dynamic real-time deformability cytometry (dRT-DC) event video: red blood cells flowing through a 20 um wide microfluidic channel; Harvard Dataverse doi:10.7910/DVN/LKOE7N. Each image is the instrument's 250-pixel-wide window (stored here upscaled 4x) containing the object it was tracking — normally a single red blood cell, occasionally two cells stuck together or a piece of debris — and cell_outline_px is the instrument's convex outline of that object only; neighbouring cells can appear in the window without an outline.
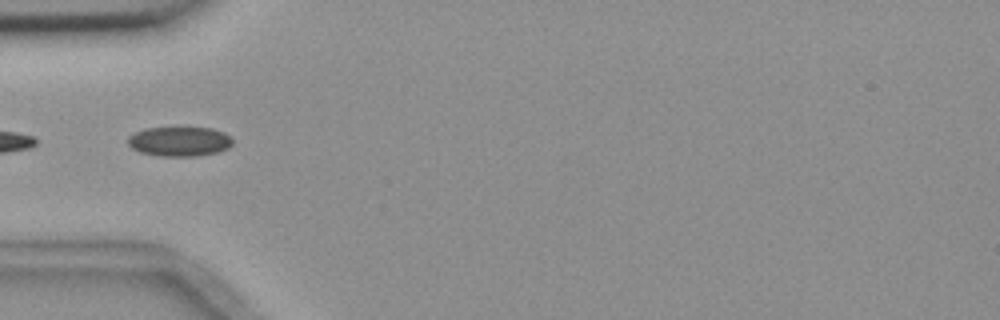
{"species": "common noctule bat (a hibernating species)", "species_latin": "Nyctalus noctula", "temperature_condition": "room temperature", "stored_images_in_passage": 6, "camera_frame_rate_fps": 3000, "um_per_image_px": 0.085, "animal": {"sex": "female", "body_mass_g": 18.4}, "frame": {"image": 1, "passage_image": 5, "time_ms": 4.333, "image_size_px": [1000, 320], "cell_outline_px": [[232, 144], [228, 148], [216, 152], [196, 156], [156, 156], [140, 152], [132, 148], [128, 144], [128, 136], [144, 128], [180, 124], [212, 128], [224, 132], [232, 136]], "centroid_in_image_um": [15.25, 11.96], "position_along_channel_um": 69.7, "area_um2": 19.07}}